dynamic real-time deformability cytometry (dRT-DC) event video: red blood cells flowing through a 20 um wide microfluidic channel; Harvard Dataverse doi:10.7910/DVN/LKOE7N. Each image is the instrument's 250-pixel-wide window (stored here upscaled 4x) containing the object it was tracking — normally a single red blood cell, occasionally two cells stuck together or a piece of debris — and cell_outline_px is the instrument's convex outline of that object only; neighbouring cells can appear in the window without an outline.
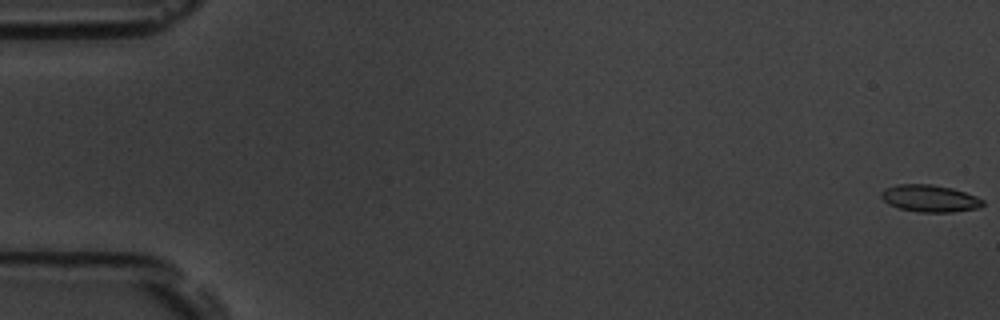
{"species": "common noctule bat (a hibernating species)", "species_latin": "Nyctalus noctula", "temperature_condition": "room temperature", "stored_images_in_passage": 11, "camera_frame_rate_fps": 3000, "um_per_image_px": 0.085, "animal": {"sex": "male", "body_mass_g": 19.5, "forearm_length_mm": 54.6}, "frame": {"image": 1, "passage_image": 1, "time_ms": 0.0, "image_size_px": [1000, 320], "cell_outline_px": [[984, 204], [980, 208], [952, 212], [920, 212], [900, 208], [888, 204], [880, 196], [880, 192], [884, 188], [896, 184], [932, 184], [952, 188], [976, 196], [984, 200]], "centroid_in_image_um": [79.03, 16.86], "position_along_channel_um": 6.0, "area_um2": 16.13}}